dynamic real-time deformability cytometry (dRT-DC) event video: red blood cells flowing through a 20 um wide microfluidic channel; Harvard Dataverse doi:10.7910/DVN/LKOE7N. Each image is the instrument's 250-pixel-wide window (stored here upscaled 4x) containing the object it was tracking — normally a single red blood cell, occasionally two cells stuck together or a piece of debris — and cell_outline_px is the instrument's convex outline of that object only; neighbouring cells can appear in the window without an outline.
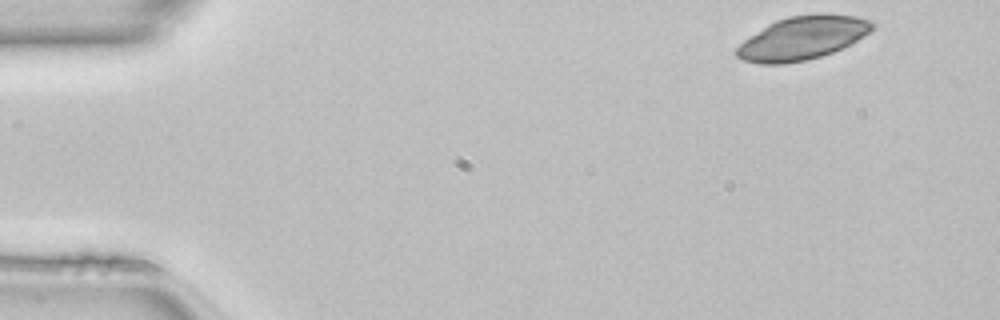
{"species": "common noctule bat (a hibernating species)", "species_latin": "Nyctalus noctula", "temperature_condition": "room temperature", "stored_images_in_passage": 11, "camera_frame_rate_fps": 3000, "um_per_image_px": 0.085, "animal": {"sex": "female", "body_mass_g": 22.7, "forearm_length_mm": 54.2}, "frame": {"image": 1, "passage_image": 1, "time_ms": 0.0, "image_size_px": [1000, 320], "cell_outline_px": [[876, 28], [872, 32], [832, 52], [820, 56], [804, 60], [784, 64], [760, 64], [744, 60], [736, 56], [736, 48], [744, 40], [768, 24], [776, 20], [788, 16], [820, 12], [828, 12], [856, 16], [872, 20], [876, 24]], "centroid_in_image_um": [68.26, 3.19], "position_along_channel_um": 16.7, "area_um2": 34.56}}